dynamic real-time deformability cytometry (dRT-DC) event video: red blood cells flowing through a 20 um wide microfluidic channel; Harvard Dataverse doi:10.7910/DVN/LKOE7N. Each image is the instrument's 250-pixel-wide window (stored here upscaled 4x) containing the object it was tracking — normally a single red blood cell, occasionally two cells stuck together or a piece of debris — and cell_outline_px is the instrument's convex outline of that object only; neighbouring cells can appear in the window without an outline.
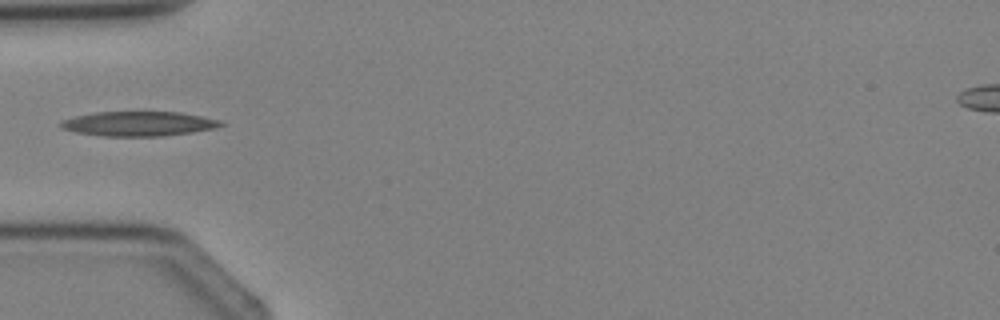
{"species": "Egyptian fruit bat (a non-hibernating species)", "species_latin": "Rousettus aegyptiacus", "temperature_condition": "cold", "stored_images_in_passage": 2, "camera_frame_rate_fps": 3000, "um_per_image_px": 0.085, "animal": {"sex": "female"}, "frame": {"image": 1, "passage_image": 2, "time_ms": 1.333, "image_size_px": [1000, 320], "cell_outline_px": [[224, 124], [216, 128], [192, 132], [164, 136], [104, 136], [76, 132], [64, 128], [60, 124], [64, 120], [76, 116], [92, 112], [180, 112], [220, 120]], "centroid_in_image_um": [11.82, 10.52], "position_along_channel_um": 73.2, "area_um2": 22.72}}